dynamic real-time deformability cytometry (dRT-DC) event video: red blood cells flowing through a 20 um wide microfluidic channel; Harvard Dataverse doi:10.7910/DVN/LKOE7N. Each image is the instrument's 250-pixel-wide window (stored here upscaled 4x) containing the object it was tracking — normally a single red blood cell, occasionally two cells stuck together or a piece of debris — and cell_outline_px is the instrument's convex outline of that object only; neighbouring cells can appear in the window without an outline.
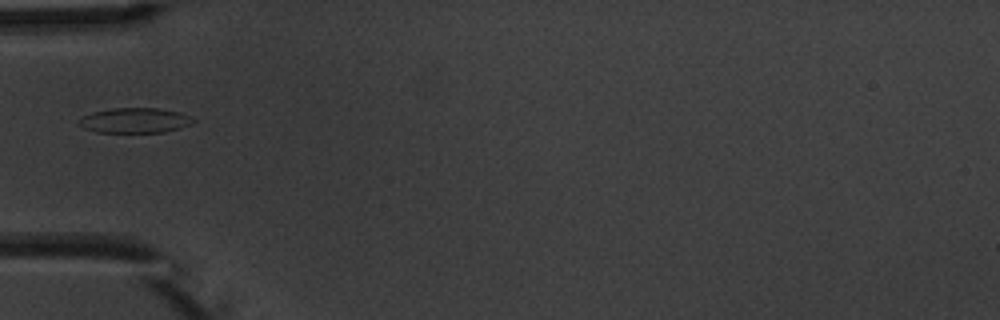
{"species": "common noctule bat (a hibernating species)", "species_latin": "Nyctalus noctula", "temperature_condition": "warm", "stored_images_in_passage": 5, "camera_frame_rate_fps": 3000, "um_per_image_px": 0.085, "animal": {"sex": "male", "body_mass_g": 20.1, "forearm_length_mm": 53.5}, "frame": {"image": 1, "passage_image": 5, "time_ms": 4.667, "image_size_px": [1000, 320], "cell_outline_px": [[196, 120], [192, 124], [180, 128], [164, 132], [96, 132], [84, 128], [76, 124], [76, 120], [92, 112], [112, 108], [160, 108], [180, 112], [192, 116]], "centroid_in_image_um": [11.47, 10.23], "position_along_channel_um": 73.5, "area_um2": 16.94}}